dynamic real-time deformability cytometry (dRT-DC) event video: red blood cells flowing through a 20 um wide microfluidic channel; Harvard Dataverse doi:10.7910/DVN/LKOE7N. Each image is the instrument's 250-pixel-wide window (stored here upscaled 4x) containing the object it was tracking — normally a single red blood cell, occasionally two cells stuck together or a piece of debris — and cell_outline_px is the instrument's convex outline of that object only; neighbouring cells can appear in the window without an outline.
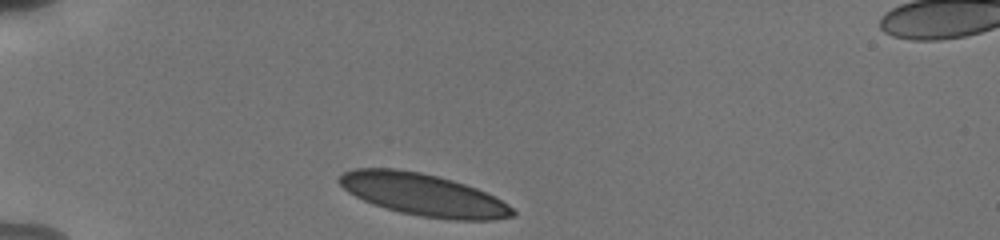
{"species": "human", "species_latin": "Homo sapiens", "temperature_condition": "cold", "stored_images_in_passage": 33, "camera_frame_rate_fps": 3000, "um_per_image_px": 0.085, "donor": {"sex": "male"}, "frame": {"image": 1, "passage_image": 1, "time_ms": 0.0, "image_size_px": [1000, 240], "cell_outline_px": [[516, 216], [496, 220], [452, 220], [420, 216], [400, 212], [372, 204], [348, 192], [336, 180], [344, 172], [356, 168], [396, 168], [420, 172], [452, 180], [476, 188], [508, 204], [516, 212]], "centroid_in_image_um": [35.98, 16.56], "position_along_channel_um": 49.0, "area_um2": 42.43}}
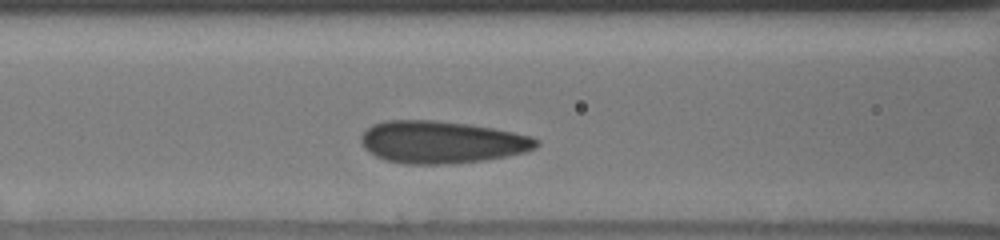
{"frame": {"image": 2, "passage_image": 10, "time_ms": 3.0, "image_size_px": [1000, 240], "cell_outline_px": [[540, 144], [536, 148], [524, 152], [484, 160], [444, 164], [404, 164], [384, 160], [376, 156], [364, 148], [360, 140], [360, 136], [372, 124], [384, 120], [436, 120], [468, 124], [492, 128], [532, 136], [540, 140]], "centroid_in_image_um": [37.52, 12.07], "position_along_channel_um": 129.1, "area_um2": 43.29}}
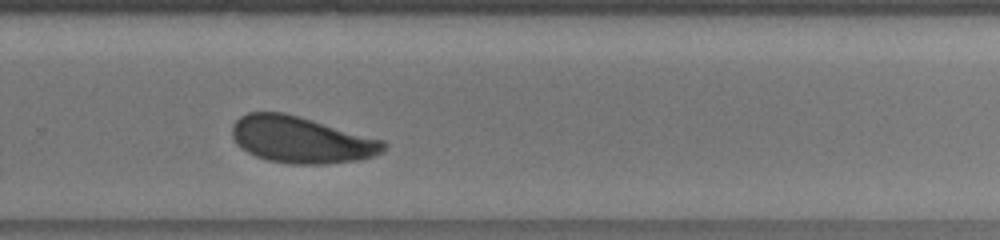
{"frame": {"image": 3, "passage_image": 24, "time_ms": 7.667, "image_size_px": [1000, 240], "cell_outline_px": [[388, 144], [380, 152], [372, 156], [360, 160], [324, 164], [288, 164], [268, 160], [256, 156], [248, 152], [236, 144], [232, 136], [232, 124], [240, 116], [248, 112], [284, 112], [300, 116], [384, 140]], "centroid_in_image_um": [25.58, 11.87], "position_along_channel_um": 304.2, "area_um2": 41.21}, "authors_computed_cell_mechanics": {"area_um2": 42.0206, "velocity_mm_per_s": 3.7648, "shape_relaxation_time_tau1_ms": 3.4432, "shape_relaxation_time_tau2_ms": null, "deformation_change_tau1": 0.1091, "deformation_change_tau2": null}}